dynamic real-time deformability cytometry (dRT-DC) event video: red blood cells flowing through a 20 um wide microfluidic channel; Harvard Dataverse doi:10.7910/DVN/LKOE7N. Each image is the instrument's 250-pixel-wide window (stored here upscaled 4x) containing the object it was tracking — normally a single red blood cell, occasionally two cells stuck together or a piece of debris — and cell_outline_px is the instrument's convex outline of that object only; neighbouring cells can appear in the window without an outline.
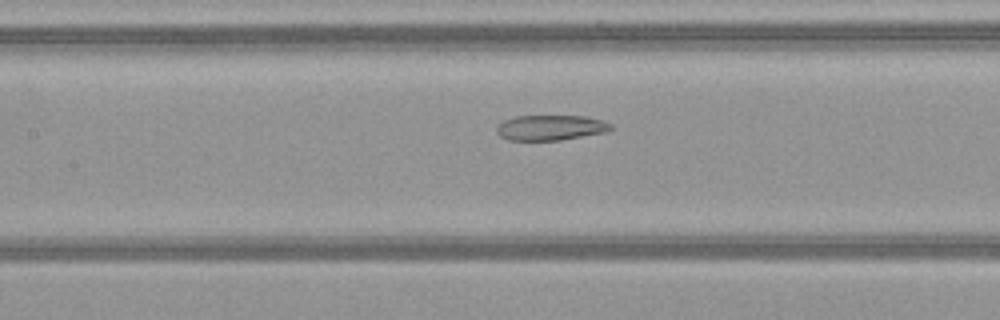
{"species": "common noctule bat (a hibernating species)", "species_latin": "Nyctalus noctula", "temperature_condition": "warm", "stored_images_in_passage": 34, "camera_frame_rate_fps": 3000, "um_per_image_px": 0.085, "animal": {"sex": "female", "body_mass_g": 21.9}, "frame": {"image": 1, "passage_image": 13, "time_ms": 4.0, "image_size_px": [1000, 320], "cell_outline_px": [[612, 128], [608, 132], [560, 140], [508, 140], [500, 136], [496, 132], [496, 124], [504, 120], [516, 116], [584, 116], [604, 120], [612, 124]], "centroid_in_image_um": [46.8, 10.85], "position_along_channel_um": 160.6, "area_um2": 16.99}}
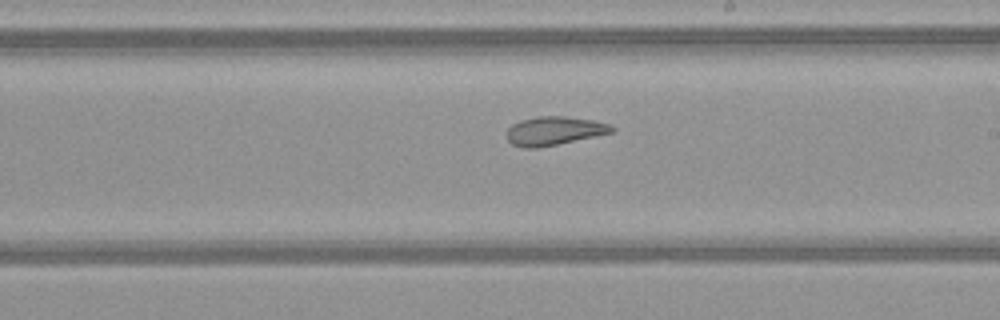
{"frame": {"image": 2, "passage_image": 19, "time_ms": 6.0, "image_size_px": [1000, 320], "cell_outline_px": [[616, 128], [612, 132], [556, 144], [536, 148], [524, 148], [512, 144], [508, 140], [508, 128], [512, 124], [520, 120], [540, 116], [564, 116], [592, 120], [608, 124]], "centroid_in_image_um": [47.07, 11.11], "position_along_channel_um": 241.9, "area_um2": 17.17}}
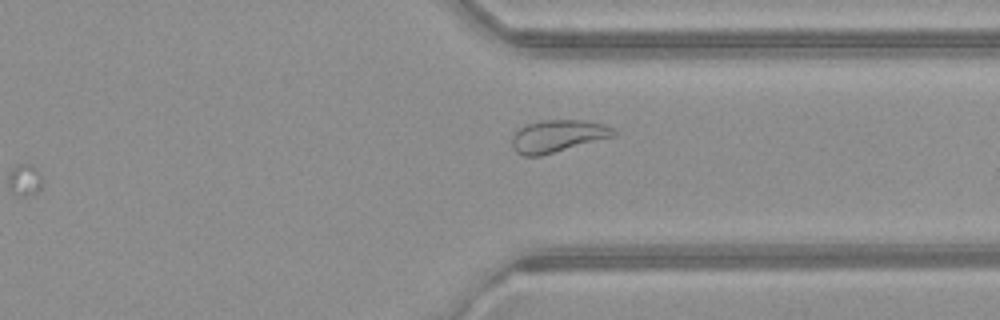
{"frame": {"image": 3, "passage_image": 28, "time_ms": 9.0, "image_size_px": [1000, 320], "cell_outline_px": [[616, 136], [540, 156], [524, 156], [516, 152], [512, 148], [512, 136], [520, 128], [528, 124], [544, 120], [584, 120], [616, 128]], "centroid_in_image_um": [47.42, 11.57], "position_along_channel_um": 364.0, "area_um2": 19.07}}